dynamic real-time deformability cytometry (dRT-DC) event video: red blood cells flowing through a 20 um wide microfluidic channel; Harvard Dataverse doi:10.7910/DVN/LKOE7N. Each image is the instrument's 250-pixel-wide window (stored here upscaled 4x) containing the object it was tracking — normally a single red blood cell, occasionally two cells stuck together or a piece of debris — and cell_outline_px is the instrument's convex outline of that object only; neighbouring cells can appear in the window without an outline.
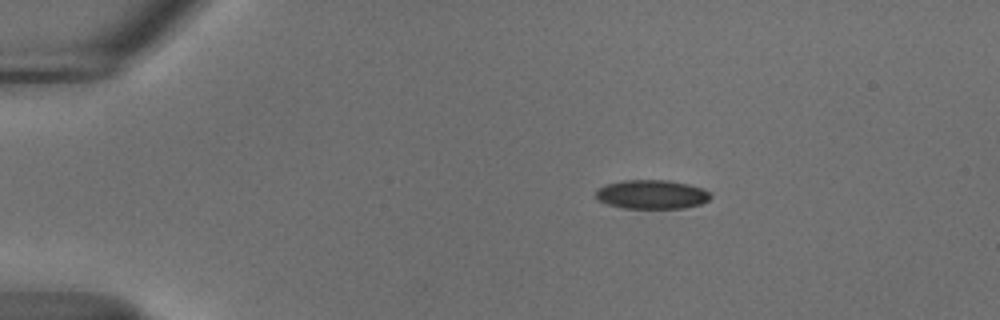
{"species": "common noctule bat (a hibernating species)", "species_latin": "Nyctalus noctula", "temperature_condition": "cold", "stored_images_in_passage": 46, "camera_frame_rate_fps": 3000, "um_per_image_px": 0.085, "animal": {"sex": "male", "body_mass_g": 18.8}, "frame": {"image": 1, "passage_image": 1, "time_ms": 0.0, "image_size_px": [1000, 320], "cell_outline_px": [[712, 196], [708, 200], [700, 204], [684, 208], [620, 208], [596, 200], [596, 192], [604, 184], [624, 180], [668, 180], [688, 184], [704, 188]], "centroid_in_image_um": [55.39, 16.52], "position_along_channel_um": 29.6, "area_um2": 19.48}}
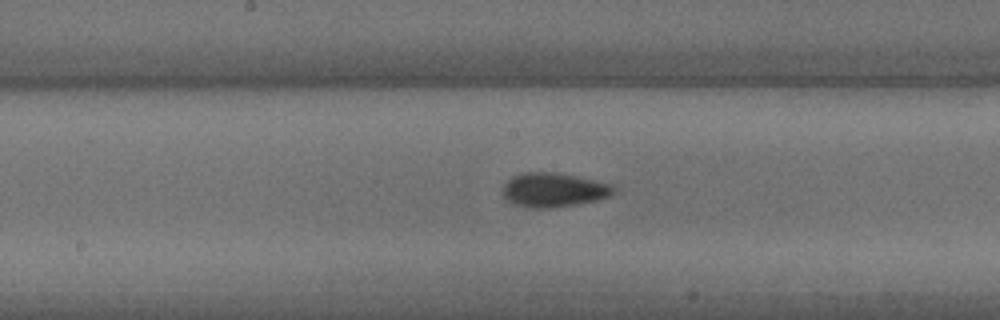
{"frame": {"image": 2, "passage_image": 20, "time_ms": 6.333, "image_size_px": [1000, 320], "cell_outline_px": [[616, 192], [608, 196], [596, 200], [548, 208], [528, 208], [504, 200], [504, 184], [512, 176], [524, 172], [556, 172], [596, 180], [612, 184], [616, 188]], "centroid_in_image_um": [47.06, 16.13], "position_along_channel_um": 201.1, "area_um2": 22.02}}
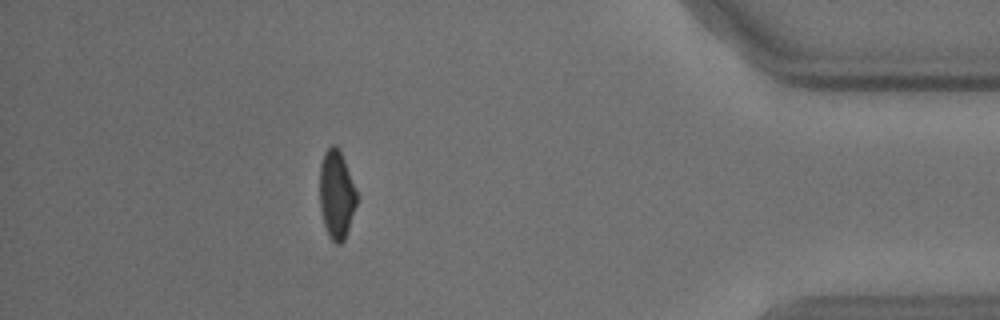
{"frame": {"image": 3, "passage_image": 40, "time_ms": 13.0, "image_size_px": [1000, 320], "cell_outline_px": [[356, 204], [344, 240], [340, 244], [336, 244], [332, 240], [324, 224], [320, 208], [320, 164], [324, 152], [332, 144], [336, 144], [344, 160], [356, 192]], "centroid_in_image_um": [28.58, 16.51], "position_along_channel_um": 406.6, "area_um2": 18.61}, "authors_computed_cell_mechanics": {"area_um2": 20.4323, "velocity_mm_per_s": 3.7046, "shape_relaxation_time_tau1_ms": 2.7964, "shape_relaxation_time_tau2_ms": 3.4321, "deformation_change_tau1": 0.0925, "deformation_change_tau2": 0.065}}